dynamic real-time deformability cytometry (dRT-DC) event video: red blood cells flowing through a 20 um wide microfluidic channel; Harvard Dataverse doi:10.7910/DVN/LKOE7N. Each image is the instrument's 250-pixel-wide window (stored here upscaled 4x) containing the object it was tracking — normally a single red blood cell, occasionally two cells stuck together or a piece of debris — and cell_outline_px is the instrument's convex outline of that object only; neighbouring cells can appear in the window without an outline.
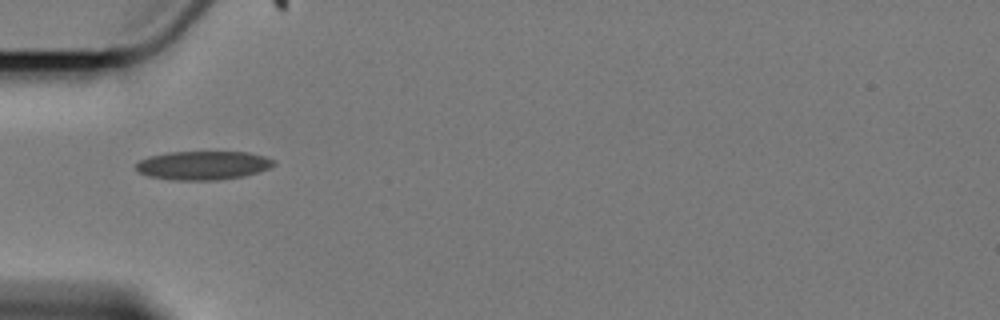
{"species": "Egyptian fruit bat (a non-hibernating species)", "species_latin": "Rousettus aegyptiacus", "temperature_condition": "cold", "stored_images_in_passage": 6, "camera_frame_rate_fps": 3000, "um_per_image_px": 0.085, "animal": {"sex": "female"}, "frame": {"image": 1, "passage_image": 1, "time_ms": 0.0, "image_size_px": [1000, 320], "cell_outline_px": [[276, 164], [260, 172], [244, 176], [220, 180], [168, 180], [148, 176], [136, 172], [136, 164], [140, 160], [148, 156], [168, 152], [248, 152], [264, 156], [276, 160]], "centroid_in_image_um": [17.25, 14.06], "position_along_channel_um": 67.7, "area_um2": 23.41}}
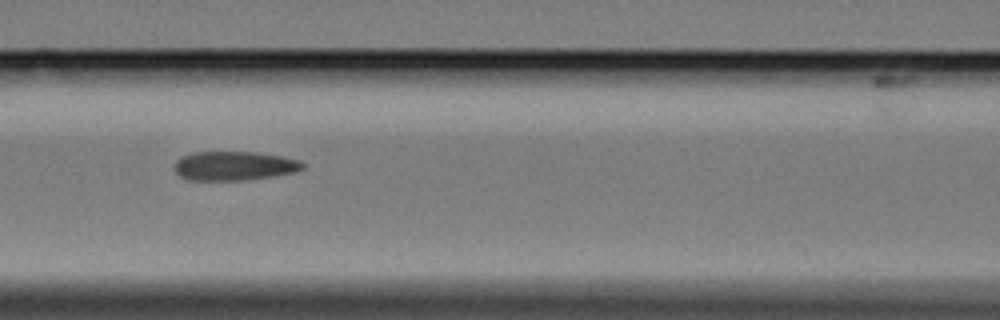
{"frame": {"image": 2, "passage_image": 3, "time_ms": 2.333, "image_size_px": [1000, 320], "cell_outline_px": [[304, 168], [296, 172], [272, 176], [240, 180], [188, 180], [180, 176], [176, 172], [176, 160], [180, 156], [192, 152], [256, 152], [284, 156], [300, 160], [304, 164]], "centroid_in_image_um": [19.92, 14.09], "position_along_channel_um": 146.7, "area_um2": 21.79}}
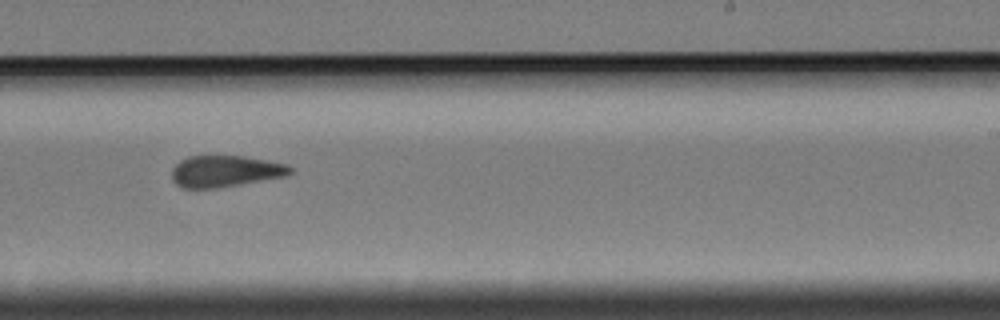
{"frame": {"image": 3, "passage_image": 6, "time_ms": 6.0, "image_size_px": [1000, 320], "cell_outline_px": [[292, 172], [288, 176], [216, 188], [184, 188], [176, 184], [172, 180], [172, 168], [180, 160], [188, 156], [244, 156], [288, 164], [292, 168]], "centroid_in_image_um": [19.16, 14.55], "position_along_channel_um": 269.8, "area_um2": 21.79}}